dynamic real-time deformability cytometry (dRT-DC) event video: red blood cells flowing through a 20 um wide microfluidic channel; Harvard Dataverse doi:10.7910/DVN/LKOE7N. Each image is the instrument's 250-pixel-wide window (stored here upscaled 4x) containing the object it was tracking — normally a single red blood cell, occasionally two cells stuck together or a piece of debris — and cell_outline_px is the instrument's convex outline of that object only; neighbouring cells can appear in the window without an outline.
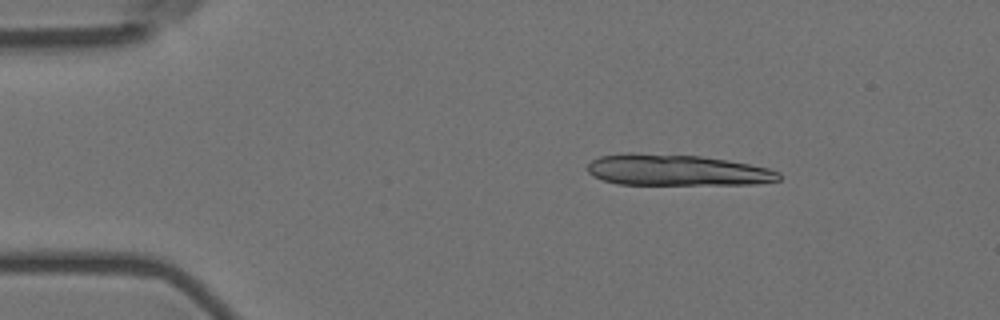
{"species": "Egyptian fruit bat (a non-hibernating species)", "species_latin": "Rousettus aegyptiacus", "temperature_condition": "room temperature", "stored_images_in_passage": 9, "camera_frame_rate_fps": 3000, "um_per_image_px": 0.085, "animal": {"sex": "female"}, "frame": {"image": 1, "passage_image": 1, "time_ms": 0.0, "image_size_px": [1000, 320], "cell_outline_px": [[780, 180], [756, 184], [616, 184], [592, 176], [588, 172], [588, 164], [592, 160], [600, 156], [628, 152], [632, 152], [700, 156], [728, 160], [768, 168], [780, 172]], "centroid_in_image_um": [57.51, 14.45], "position_along_channel_um": 27.5, "area_um2": 34.8}}